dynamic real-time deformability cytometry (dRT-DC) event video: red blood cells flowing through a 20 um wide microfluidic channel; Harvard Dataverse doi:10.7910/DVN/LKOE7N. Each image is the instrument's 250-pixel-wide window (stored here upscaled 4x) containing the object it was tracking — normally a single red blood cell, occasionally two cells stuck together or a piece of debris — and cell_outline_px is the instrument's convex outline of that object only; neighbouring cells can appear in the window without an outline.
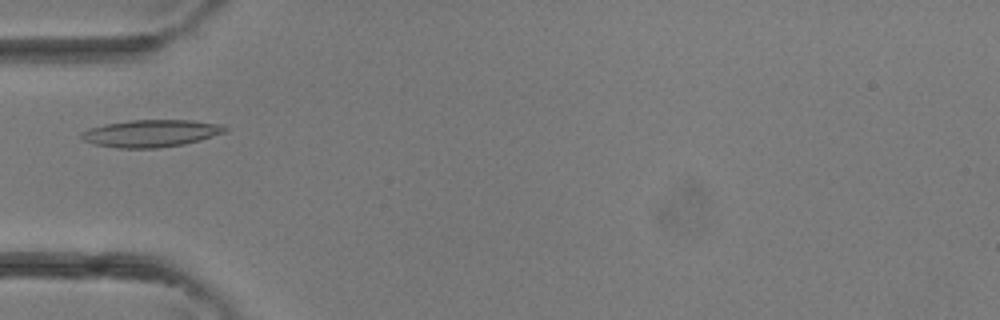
{"species": "common noctule bat (a hibernating species)", "species_latin": "Nyctalus noctula", "temperature_condition": "room temperature", "stored_images_in_passage": 3, "camera_frame_rate_fps": 3000, "um_per_image_px": 0.085, "animal": {"sex": "female"}, "frame": {"image": 1, "passage_image": 3, "time_ms": 0.667, "image_size_px": [1000, 320], "cell_outline_px": [[228, 128], [224, 132], [200, 140], [184, 144], [156, 148], [116, 148], [92, 144], [84, 140], [80, 136], [80, 132], [88, 128], [104, 124], [128, 120], [192, 120], [224, 124]], "centroid_in_image_um": [12.8, 11.33], "position_along_channel_um": 72.2, "area_um2": 23.0}}